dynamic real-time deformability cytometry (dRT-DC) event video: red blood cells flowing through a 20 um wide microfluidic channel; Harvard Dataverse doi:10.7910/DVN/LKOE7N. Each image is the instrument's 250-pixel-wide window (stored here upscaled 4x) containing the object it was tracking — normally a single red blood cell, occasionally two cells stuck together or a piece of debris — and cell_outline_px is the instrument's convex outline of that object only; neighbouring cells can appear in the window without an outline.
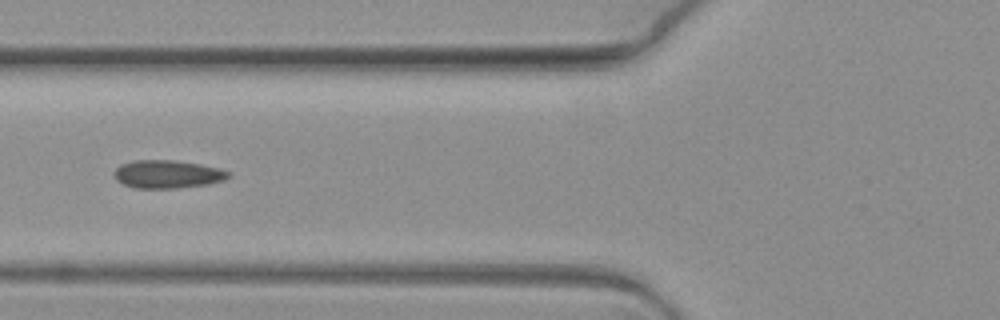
{"species": "common noctule bat (a hibernating species)", "species_latin": "Nyctalus noctula", "temperature_condition": "warm", "stored_images_in_passage": 7, "camera_frame_rate_fps": 3000, "um_per_image_px": 0.085, "animal": {"sex": "female", "body_mass_g": 19.3, "forearm_length_mm": 54.1}, "frame": {"image": 1, "passage_image": 6, "time_ms": 1.667, "image_size_px": [1000, 320], "cell_outline_px": [[232, 176], [224, 180], [208, 184], [176, 188], [132, 188], [116, 180], [112, 172], [120, 164], [136, 160], [172, 160], [200, 164], [220, 168], [232, 172]], "centroid_in_image_um": [14.24, 14.8], "position_along_channel_um": 111.6, "area_um2": 18.9}}